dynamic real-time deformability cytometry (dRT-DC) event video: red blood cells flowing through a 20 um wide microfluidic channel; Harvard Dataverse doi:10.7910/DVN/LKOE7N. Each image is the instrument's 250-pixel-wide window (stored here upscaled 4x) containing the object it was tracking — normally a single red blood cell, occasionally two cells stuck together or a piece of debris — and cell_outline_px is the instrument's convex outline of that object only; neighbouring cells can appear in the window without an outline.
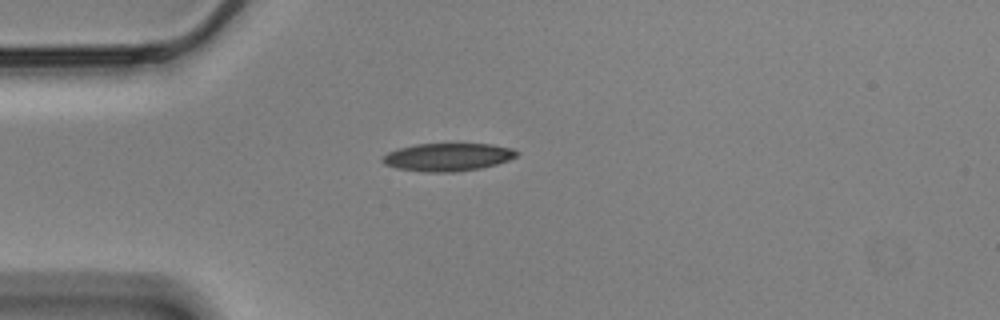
{"species": "Egyptian fruit bat (a non-hibernating species)", "species_latin": "Rousettus aegyptiacus", "temperature_condition": "cold", "stored_images_in_passage": 44, "camera_frame_rate_fps": 3000, "um_per_image_px": 0.085, "animal": {"sex": "male"}, "frame": {"image": 1, "passage_image": 1, "time_ms": 0.0, "image_size_px": [1000, 320], "cell_outline_px": [[520, 152], [516, 156], [508, 160], [496, 164], [480, 168], [452, 172], [424, 172], [396, 168], [384, 164], [380, 160], [380, 156], [396, 148], [416, 144], [492, 144], [512, 148]], "centroid_in_image_um": [38.0, 13.35], "position_along_channel_um": 47.0, "area_um2": 21.96}}
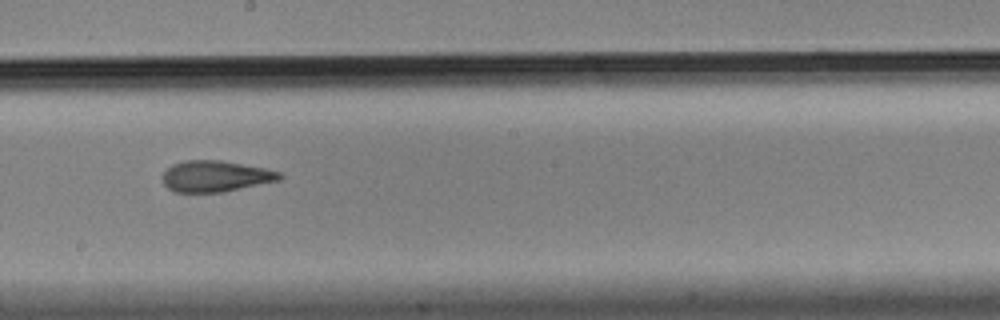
{"frame": {"image": 2, "passage_image": 18, "time_ms": 5.667, "image_size_px": [1000, 320], "cell_outline_px": [[284, 176], [280, 180], [224, 192], [176, 192], [168, 188], [164, 184], [164, 172], [172, 164], [184, 160], [220, 160], [264, 168], [280, 172]], "centroid_in_image_um": [18.34, 14.98], "position_along_channel_um": 229.9, "area_um2": 21.15}}
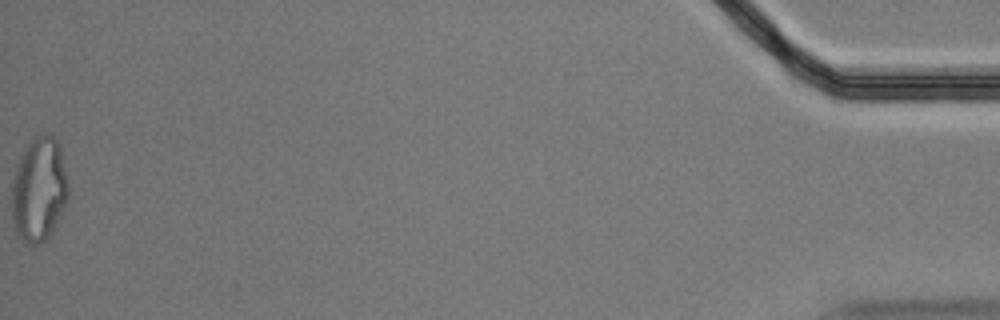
{"frame": {"image": 3, "passage_image": 44, "time_ms": 14.333, "image_size_px": [1000, 320], "cell_outline_px": [[68, 200], [52, 232], [40, 244], [32, 244], [16, 236], [12, 220], [12, 180], [16, 164], [20, 156], [28, 144], [36, 136], [44, 132], [48, 132], [60, 144], [68, 184]], "centroid_in_image_um": [3.31, 16.09], "position_along_channel_um": 431.9, "area_um2": 34.68}, "authors_computed_cell_mechanics": {"area_um2": 22.1085, "velocity_mm_per_s": 3.4738, "shape_relaxation_time_tau1_ms": 10.6887, "shape_relaxation_time_tau2_ms": 2.7089, "deformation_change_tau1": 0.2307, "deformation_change_tau2": 0.1086}}